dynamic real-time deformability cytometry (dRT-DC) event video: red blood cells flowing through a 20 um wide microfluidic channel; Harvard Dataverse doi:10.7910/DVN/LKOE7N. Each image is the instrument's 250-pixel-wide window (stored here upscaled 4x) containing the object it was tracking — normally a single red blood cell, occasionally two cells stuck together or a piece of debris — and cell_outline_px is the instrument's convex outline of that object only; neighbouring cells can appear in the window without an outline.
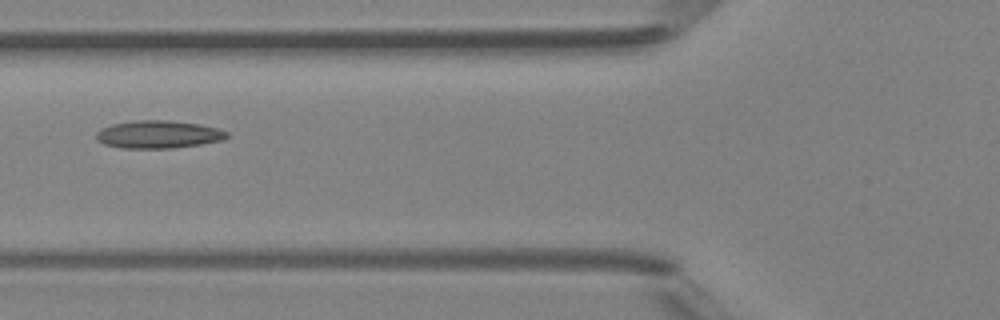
{"species": "Egyptian fruit bat (a non-hibernating species)", "species_latin": "Rousettus aegyptiacus", "temperature_condition": "room temperature", "stored_images_in_passage": 6, "camera_frame_rate_fps": 3000, "um_per_image_px": 0.085, "animal": {"sex": "female"}, "frame": {"image": 1, "passage_image": 6, "time_ms": 5.667, "image_size_px": [1000, 320], "cell_outline_px": [[228, 136], [224, 140], [200, 144], [172, 148], [120, 148], [104, 144], [96, 140], [96, 132], [100, 128], [112, 124], [136, 120], [172, 120], [200, 124], [220, 128], [228, 132]], "centroid_in_image_um": [13.46, 11.42], "position_along_channel_um": 112.3, "area_um2": 21.39}}